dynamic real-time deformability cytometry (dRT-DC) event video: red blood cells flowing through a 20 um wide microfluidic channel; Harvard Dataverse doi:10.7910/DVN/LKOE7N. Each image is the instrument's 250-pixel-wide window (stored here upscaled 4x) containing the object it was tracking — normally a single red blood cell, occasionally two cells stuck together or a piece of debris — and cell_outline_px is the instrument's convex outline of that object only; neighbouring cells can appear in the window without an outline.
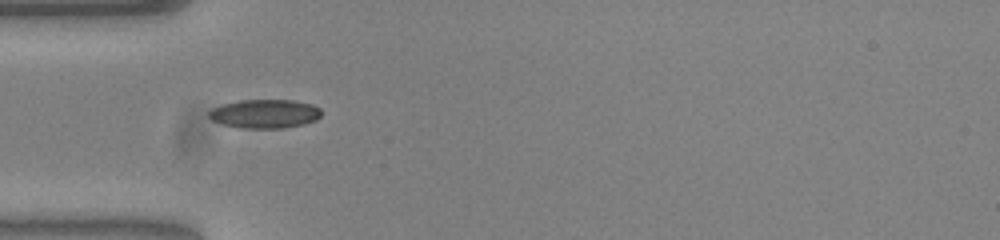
{"species": "common noctule bat (a hibernating species)", "species_latin": "Nyctalus noctula", "temperature_condition": "warm", "stored_images_in_passage": 38, "camera_frame_rate_fps": 3000, "um_per_image_px": 0.085, "animal": {"sex": "female", "body_mass_g": 23.0, "forearm_length_mm": 53.4}, "frame": {"image": 1, "passage_image": 1, "time_ms": 0.0, "image_size_px": [1000, 240], "cell_outline_px": [[320, 116], [316, 120], [304, 124], [284, 128], [240, 128], [220, 124], [212, 120], [208, 116], [208, 112], [212, 108], [220, 104], [240, 100], [292, 100], [312, 104], [320, 108]], "centroid_in_image_um": [22.47, 9.67], "position_along_channel_um": 62.5, "area_um2": 19.07}}
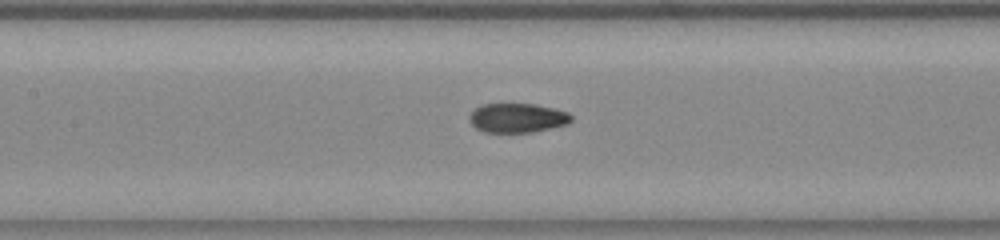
{"frame": {"image": 2, "passage_image": 9, "time_ms": 2.667, "image_size_px": [1000, 240], "cell_outline_px": [[572, 120], [568, 124], [532, 132], [484, 132], [476, 128], [468, 120], [468, 116], [480, 104], [536, 104], [568, 112], [572, 116]], "centroid_in_image_um": [43.96, 10.02], "position_along_channel_um": 163.4, "area_um2": 17.4}}
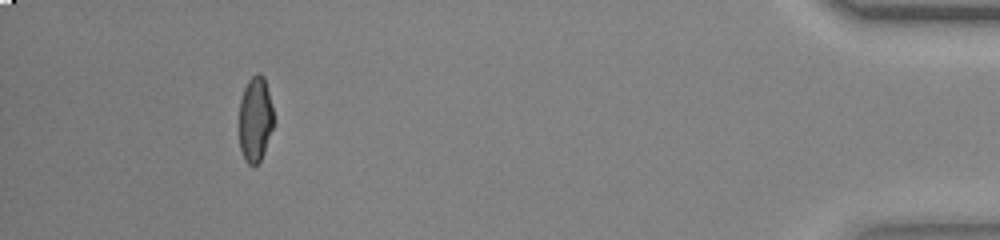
{"frame": {"image": 3, "passage_image": 34, "time_ms": 11.0, "image_size_px": [1000, 240], "cell_outline_px": [[272, 128], [264, 152], [260, 160], [256, 164], [248, 164], [244, 160], [240, 148], [240, 100], [244, 88], [248, 80], [256, 72], [260, 72], [264, 76], [272, 108]], "centroid_in_image_um": [21.68, 10.11], "position_along_channel_um": 413.5, "area_um2": 16.82}, "authors_computed_cell_mechanics": {"area_um2": 17.8024, "velocity_mm_per_s": 3.8158, "shape_relaxation_time_tau1_ms": 6.5801, "shape_relaxation_time_tau2_ms": 1.0289, "deformation_change_tau1": 0.2457, "deformation_change_tau2": 0.0527}}